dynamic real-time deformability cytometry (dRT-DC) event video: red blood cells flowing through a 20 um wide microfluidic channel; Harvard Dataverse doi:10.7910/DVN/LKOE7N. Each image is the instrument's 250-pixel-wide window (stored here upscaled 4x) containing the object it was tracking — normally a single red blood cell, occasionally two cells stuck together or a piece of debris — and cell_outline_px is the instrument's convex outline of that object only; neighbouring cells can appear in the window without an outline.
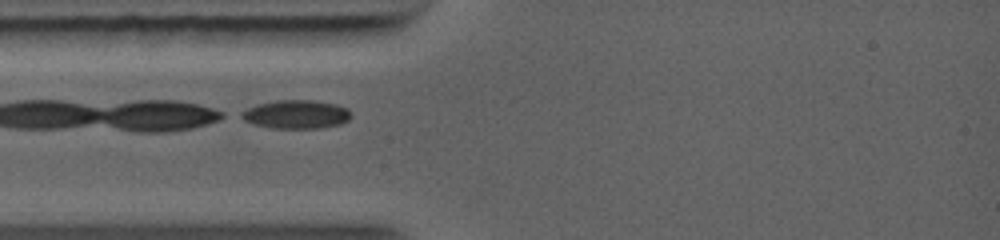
{"species": "common noctule bat (a hibernating species)", "species_latin": "Nyctalus noctula", "temperature_condition": "warm", "stored_images_in_passage": 40, "camera_frame_rate_fps": 5000, "um_per_image_px": 0.085, "animal": {"sex": "female", "body_mass_g": 19.0, "forearm_length_mm": 56.7}, "frame": {"image": 1, "passage_image": 1, "time_ms": 0.0, "image_size_px": [1000, 240], "cell_outline_px": [[352, 116], [348, 120], [340, 124], [320, 128], [272, 128], [252, 124], [236, 116], [240, 112], [248, 108], [260, 104], [276, 100], [312, 100], [336, 104], [348, 108]], "centroid_in_image_um": [25.15, 9.72], "position_along_channel_um": 59.8, "area_um2": 18.38}}
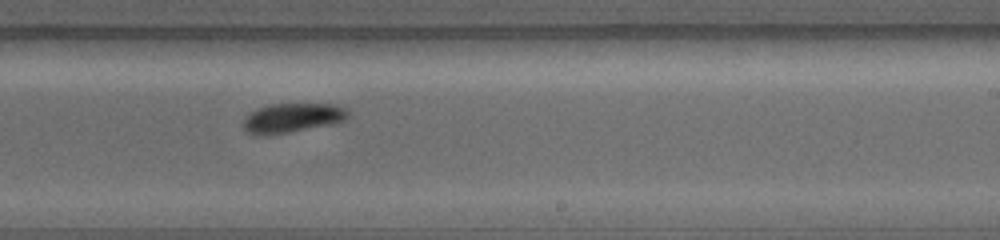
{"frame": {"image": 2, "passage_image": 19, "time_ms": 4.2, "image_size_px": [1000, 240], "cell_outline_px": [[348, 116], [344, 120], [332, 124], [268, 136], [256, 136], [248, 132], [244, 128], [244, 116], [260, 108], [272, 104], [336, 104], [344, 108], [348, 112]], "centroid_in_image_um": [24.82, 10.04], "position_along_channel_um": 264.2, "area_um2": 17.86}}
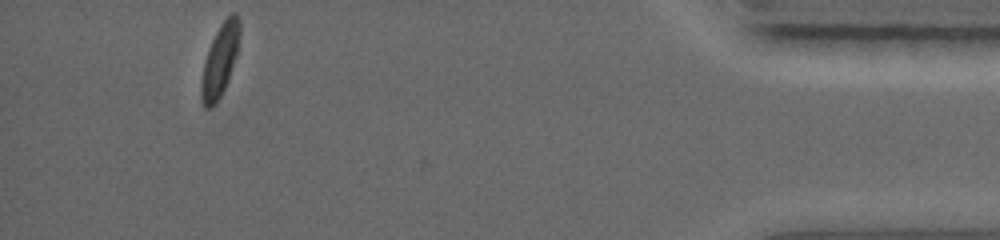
{"frame": {"image": 3, "passage_image": 40, "time_ms": 9.0, "image_size_px": [1000, 240], "cell_outline_px": [[240, 36], [236, 56], [228, 80], [220, 96], [208, 108], [204, 108], [200, 96], [200, 80], [204, 60], [208, 48], [220, 24], [232, 12], [236, 12], [240, 20]], "centroid_in_image_um": [18.68, 5.09], "position_along_channel_um": 416.5, "area_um2": 16.18}}